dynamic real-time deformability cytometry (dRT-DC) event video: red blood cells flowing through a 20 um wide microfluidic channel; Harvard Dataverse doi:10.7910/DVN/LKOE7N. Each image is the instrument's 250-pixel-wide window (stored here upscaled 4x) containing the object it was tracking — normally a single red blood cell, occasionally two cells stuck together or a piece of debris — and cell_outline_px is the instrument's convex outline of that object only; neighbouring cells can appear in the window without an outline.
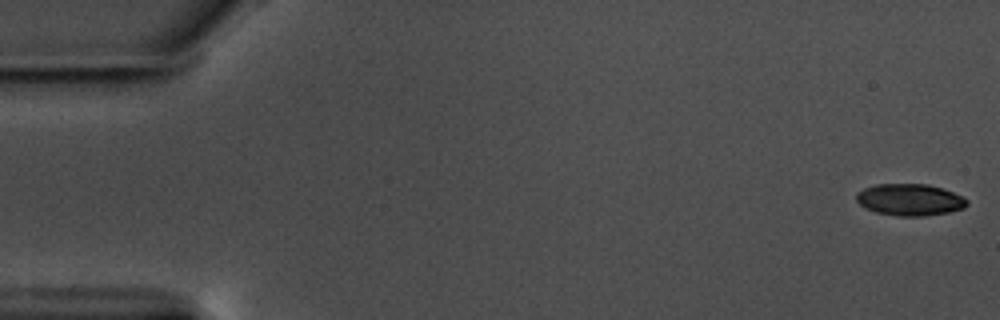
{"species": "common noctule bat (a hibernating species)", "species_latin": "Nyctalus noctula", "temperature_condition": "warm", "stored_images_in_passage": 58, "camera_frame_rate_fps": 3000, "um_per_image_px": 0.085, "animal": {"sex": "male", "body_mass_g": 17.5, "forearm_length_mm": 52.3}, "frame": {"image": 1, "passage_image": 1, "time_ms": 0.0, "image_size_px": [1000, 320], "cell_outline_px": [[968, 204], [964, 208], [948, 212], [924, 216], [896, 216], [876, 212], [864, 208], [856, 200], [856, 192], [864, 188], [876, 184], [928, 184], [964, 196], [968, 200]], "centroid_in_image_um": [77.32, 16.98], "position_along_channel_um": 7.7, "area_um2": 20.58}}
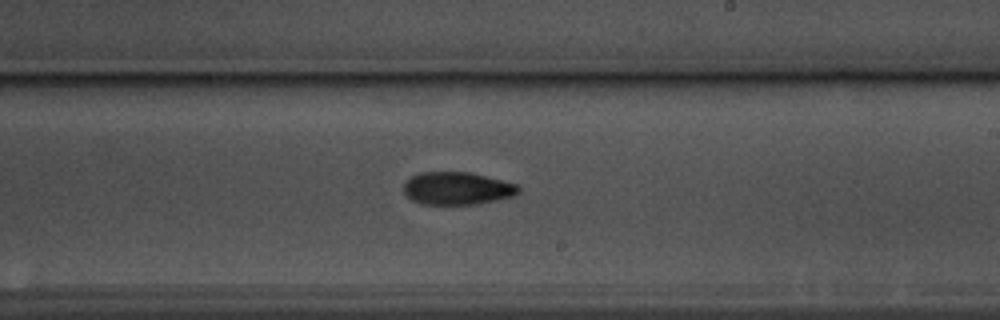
{"frame": {"image": 2, "passage_image": 34, "time_ms": 11.0, "image_size_px": [1000, 320], "cell_outline_px": [[520, 192], [512, 196], [496, 200], [476, 204], [420, 204], [412, 200], [404, 192], [404, 184], [412, 176], [420, 172], [472, 172], [520, 184]], "centroid_in_image_um": [38.9, 16.0], "position_along_channel_um": 250.1, "area_um2": 22.02}}
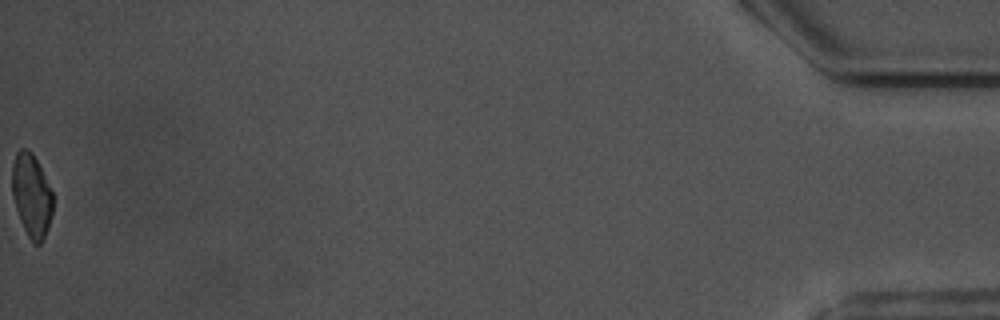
{"frame": {"image": 3, "passage_image": 58, "time_ms": 19.0, "image_size_px": [1000, 320], "cell_outline_px": [[52, 216], [48, 228], [40, 244], [32, 244], [20, 220], [12, 196], [12, 164], [16, 152], [20, 148], [28, 148], [32, 152], [52, 188]], "centroid_in_image_um": [2.68, 16.58], "position_along_channel_um": 432.5, "area_um2": 19.94}, "authors_computed_cell_mechanics": {"area_um2": 21.7039, "velocity_mm_per_s": 3.5692, "shape_relaxation_time_tau1_ms": 3.4279, "shape_relaxation_time_tau2_ms": 11.0574, "deformation_change_tau1": 0.1427, "deformation_change_tau2": 0.1593}}